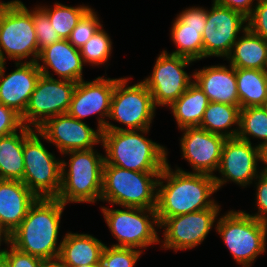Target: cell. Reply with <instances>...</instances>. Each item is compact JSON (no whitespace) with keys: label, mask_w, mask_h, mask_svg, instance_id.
<instances>
[{"label":"cell","mask_w":267,"mask_h":267,"mask_svg":"<svg viewBox=\"0 0 267 267\" xmlns=\"http://www.w3.org/2000/svg\"><path fill=\"white\" fill-rule=\"evenodd\" d=\"M77 267H101L100 265H83V266H77Z\"/></svg>","instance_id":"obj_47"},{"label":"cell","mask_w":267,"mask_h":267,"mask_svg":"<svg viewBox=\"0 0 267 267\" xmlns=\"http://www.w3.org/2000/svg\"><path fill=\"white\" fill-rule=\"evenodd\" d=\"M37 199L22 181L0 179V224L11 234Z\"/></svg>","instance_id":"obj_22"},{"label":"cell","mask_w":267,"mask_h":267,"mask_svg":"<svg viewBox=\"0 0 267 267\" xmlns=\"http://www.w3.org/2000/svg\"><path fill=\"white\" fill-rule=\"evenodd\" d=\"M23 145L24 127L19 132L0 137V179L22 181Z\"/></svg>","instance_id":"obj_27"},{"label":"cell","mask_w":267,"mask_h":267,"mask_svg":"<svg viewBox=\"0 0 267 267\" xmlns=\"http://www.w3.org/2000/svg\"><path fill=\"white\" fill-rule=\"evenodd\" d=\"M17 69L5 76V62L0 67V104L24 114L30 97L42 75L37 62H15Z\"/></svg>","instance_id":"obj_19"},{"label":"cell","mask_w":267,"mask_h":267,"mask_svg":"<svg viewBox=\"0 0 267 267\" xmlns=\"http://www.w3.org/2000/svg\"><path fill=\"white\" fill-rule=\"evenodd\" d=\"M79 50L84 64L89 63L91 66H99L107 63L110 58L112 41L101 26Z\"/></svg>","instance_id":"obj_32"},{"label":"cell","mask_w":267,"mask_h":267,"mask_svg":"<svg viewBox=\"0 0 267 267\" xmlns=\"http://www.w3.org/2000/svg\"><path fill=\"white\" fill-rule=\"evenodd\" d=\"M130 78H116L108 119L124 124L126 130L150 128L156 106L146 85L141 81L128 86Z\"/></svg>","instance_id":"obj_10"},{"label":"cell","mask_w":267,"mask_h":267,"mask_svg":"<svg viewBox=\"0 0 267 267\" xmlns=\"http://www.w3.org/2000/svg\"><path fill=\"white\" fill-rule=\"evenodd\" d=\"M31 16L34 22L40 54L44 48L60 41L61 38L50 23L47 14L39 7V5L31 10Z\"/></svg>","instance_id":"obj_35"},{"label":"cell","mask_w":267,"mask_h":267,"mask_svg":"<svg viewBox=\"0 0 267 267\" xmlns=\"http://www.w3.org/2000/svg\"><path fill=\"white\" fill-rule=\"evenodd\" d=\"M258 178V179H257ZM256 178V205L258 213L251 216L259 221L267 223V174L261 169V174Z\"/></svg>","instance_id":"obj_39"},{"label":"cell","mask_w":267,"mask_h":267,"mask_svg":"<svg viewBox=\"0 0 267 267\" xmlns=\"http://www.w3.org/2000/svg\"><path fill=\"white\" fill-rule=\"evenodd\" d=\"M30 56V62H37L39 49L31 9L20 0L0 2L1 61L6 63L5 59L10 58L21 62Z\"/></svg>","instance_id":"obj_6"},{"label":"cell","mask_w":267,"mask_h":267,"mask_svg":"<svg viewBox=\"0 0 267 267\" xmlns=\"http://www.w3.org/2000/svg\"><path fill=\"white\" fill-rule=\"evenodd\" d=\"M203 29L188 27L176 17L171 28V39L178 49L170 54L183 56L193 61L203 59Z\"/></svg>","instance_id":"obj_29"},{"label":"cell","mask_w":267,"mask_h":267,"mask_svg":"<svg viewBox=\"0 0 267 267\" xmlns=\"http://www.w3.org/2000/svg\"><path fill=\"white\" fill-rule=\"evenodd\" d=\"M23 127L21 115L15 110L0 104V137L13 134Z\"/></svg>","instance_id":"obj_37"},{"label":"cell","mask_w":267,"mask_h":267,"mask_svg":"<svg viewBox=\"0 0 267 267\" xmlns=\"http://www.w3.org/2000/svg\"><path fill=\"white\" fill-rule=\"evenodd\" d=\"M208 104L207 95L193 81L169 108L181 130L188 127H199Z\"/></svg>","instance_id":"obj_25"},{"label":"cell","mask_w":267,"mask_h":267,"mask_svg":"<svg viewBox=\"0 0 267 267\" xmlns=\"http://www.w3.org/2000/svg\"><path fill=\"white\" fill-rule=\"evenodd\" d=\"M216 4L236 10L248 17L253 11L255 0H213ZM257 1V0H256Z\"/></svg>","instance_id":"obj_41"},{"label":"cell","mask_w":267,"mask_h":267,"mask_svg":"<svg viewBox=\"0 0 267 267\" xmlns=\"http://www.w3.org/2000/svg\"><path fill=\"white\" fill-rule=\"evenodd\" d=\"M76 85L73 81L41 75L21 116L24 126L37 129L47 119L67 114Z\"/></svg>","instance_id":"obj_11"},{"label":"cell","mask_w":267,"mask_h":267,"mask_svg":"<svg viewBox=\"0 0 267 267\" xmlns=\"http://www.w3.org/2000/svg\"><path fill=\"white\" fill-rule=\"evenodd\" d=\"M40 61L43 63L40 64ZM37 65L41 74L53 78L48 70L55 72L59 79L79 82L83 80V61L80 50L75 48L68 39H61L44 48L38 57Z\"/></svg>","instance_id":"obj_20"},{"label":"cell","mask_w":267,"mask_h":267,"mask_svg":"<svg viewBox=\"0 0 267 267\" xmlns=\"http://www.w3.org/2000/svg\"><path fill=\"white\" fill-rule=\"evenodd\" d=\"M42 138L54 144L61 155L70 151L93 149L102 142V131L67 114L47 119L36 129Z\"/></svg>","instance_id":"obj_16"},{"label":"cell","mask_w":267,"mask_h":267,"mask_svg":"<svg viewBox=\"0 0 267 267\" xmlns=\"http://www.w3.org/2000/svg\"><path fill=\"white\" fill-rule=\"evenodd\" d=\"M59 258L69 267L100 265L105 246L90 234L66 233L62 239Z\"/></svg>","instance_id":"obj_23"},{"label":"cell","mask_w":267,"mask_h":267,"mask_svg":"<svg viewBox=\"0 0 267 267\" xmlns=\"http://www.w3.org/2000/svg\"><path fill=\"white\" fill-rule=\"evenodd\" d=\"M240 108L263 106L267 101V70L235 68Z\"/></svg>","instance_id":"obj_26"},{"label":"cell","mask_w":267,"mask_h":267,"mask_svg":"<svg viewBox=\"0 0 267 267\" xmlns=\"http://www.w3.org/2000/svg\"><path fill=\"white\" fill-rule=\"evenodd\" d=\"M160 173L135 172L103 165L101 201L122 207L156 209Z\"/></svg>","instance_id":"obj_5"},{"label":"cell","mask_w":267,"mask_h":267,"mask_svg":"<svg viewBox=\"0 0 267 267\" xmlns=\"http://www.w3.org/2000/svg\"><path fill=\"white\" fill-rule=\"evenodd\" d=\"M192 62L194 61L189 58L170 54L166 50L159 54L151 76L142 81L151 93L156 107H169L188 89L194 76H189L184 68Z\"/></svg>","instance_id":"obj_12"},{"label":"cell","mask_w":267,"mask_h":267,"mask_svg":"<svg viewBox=\"0 0 267 267\" xmlns=\"http://www.w3.org/2000/svg\"><path fill=\"white\" fill-rule=\"evenodd\" d=\"M0 267H11L8 259L3 254L0 255Z\"/></svg>","instance_id":"obj_45"},{"label":"cell","mask_w":267,"mask_h":267,"mask_svg":"<svg viewBox=\"0 0 267 267\" xmlns=\"http://www.w3.org/2000/svg\"><path fill=\"white\" fill-rule=\"evenodd\" d=\"M263 109H264V111H265V113H266V116H267V101L264 103V105L263 106H261Z\"/></svg>","instance_id":"obj_46"},{"label":"cell","mask_w":267,"mask_h":267,"mask_svg":"<svg viewBox=\"0 0 267 267\" xmlns=\"http://www.w3.org/2000/svg\"><path fill=\"white\" fill-rule=\"evenodd\" d=\"M220 211V208H209L165 219L159 225L161 229H165L162 247L176 252L195 248L214 227Z\"/></svg>","instance_id":"obj_15"},{"label":"cell","mask_w":267,"mask_h":267,"mask_svg":"<svg viewBox=\"0 0 267 267\" xmlns=\"http://www.w3.org/2000/svg\"><path fill=\"white\" fill-rule=\"evenodd\" d=\"M217 221L215 229L238 264L250 267L266 252L267 223L241 210H230Z\"/></svg>","instance_id":"obj_7"},{"label":"cell","mask_w":267,"mask_h":267,"mask_svg":"<svg viewBox=\"0 0 267 267\" xmlns=\"http://www.w3.org/2000/svg\"><path fill=\"white\" fill-rule=\"evenodd\" d=\"M64 207L57 198H38L10 234V245L43 260L57 258L62 244L57 246Z\"/></svg>","instance_id":"obj_3"},{"label":"cell","mask_w":267,"mask_h":267,"mask_svg":"<svg viewBox=\"0 0 267 267\" xmlns=\"http://www.w3.org/2000/svg\"><path fill=\"white\" fill-rule=\"evenodd\" d=\"M258 161H263L262 149L252 143L235 138H227L222 148V154L217 171L223 177L214 175L217 191L231 181L241 187L250 186L261 172L257 169ZM258 170V171H257ZM259 172V173H258Z\"/></svg>","instance_id":"obj_14"},{"label":"cell","mask_w":267,"mask_h":267,"mask_svg":"<svg viewBox=\"0 0 267 267\" xmlns=\"http://www.w3.org/2000/svg\"><path fill=\"white\" fill-rule=\"evenodd\" d=\"M40 138L36 129L24 126L22 182L38 198H56L61 187L62 160L56 159Z\"/></svg>","instance_id":"obj_8"},{"label":"cell","mask_w":267,"mask_h":267,"mask_svg":"<svg viewBox=\"0 0 267 267\" xmlns=\"http://www.w3.org/2000/svg\"><path fill=\"white\" fill-rule=\"evenodd\" d=\"M193 80L207 95L209 102L240 107L235 67L214 65L195 70Z\"/></svg>","instance_id":"obj_21"},{"label":"cell","mask_w":267,"mask_h":267,"mask_svg":"<svg viewBox=\"0 0 267 267\" xmlns=\"http://www.w3.org/2000/svg\"><path fill=\"white\" fill-rule=\"evenodd\" d=\"M143 251L136 248L104 246L101 267H134Z\"/></svg>","instance_id":"obj_33"},{"label":"cell","mask_w":267,"mask_h":267,"mask_svg":"<svg viewBox=\"0 0 267 267\" xmlns=\"http://www.w3.org/2000/svg\"><path fill=\"white\" fill-rule=\"evenodd\" d=\"M216 191L212 175L186 172L178 167L173 171L167 163L157 185L156 214L159 225L176 215L220 208L214 199H210Z\"/></svg>","instance_id":"obj_1"},{"label":"cell","mask_w":267,"mask_h":267,"mask_svg":"<svg viewBox=\"0 0 267 267\" xmlns=\"http://www.w3.org/2000/svg\"><path fill=\"white\" fill-rule=\"evenodd\" d=\"M3 255L8 259L11 267H42L44 263L43 259L24 253L12 245L6 248Z\"/></svg>","instance_id":"obj_38"},{"label":"cell","mask_w":267,"mask_h":267,"mask_svg":"<svg viewBox=\"0 0 267 267\" xmlns=\"http://www.w3.org/2000/svg\"><path fill=\"white\" fill-rule=\"evenodd\" d=\"M177 17L188 27L205 28L207 9L202 7H189L179 13Z\"/></svg>","instance_id":"obj_40"},{"label":"cell","mask_w":267,"mask_h":267,"mask_svg":"<svg viewBox=\"0 0 267 267\" xmlns=\"http://www.w3.org/2000/svg\"><path fill=\"white\" fill-rule=\"evenodd\" d=\"M240 110L235 105L209 102L199 127L226 138H235L239 130ZM233 125L237 126L231 129Z\"/></svg>","instance_id":"obj_28"},{"label":"cell","mask_w":267,"mask_h":267,"mask_svg":"<svg viewBox=\"0 0 267 267\" xmlns=\"http://www.w3.org/2000/svg\"><path fill=\"white\" fill-rule=\"evenodd\" d=\"M181 131L184 132L180 139L182 157L192 166L193 173L214 176L227 138L200 127H188Z\"/></svg>","instance_id":"obj_18"},{"label":"cell","mask_w":267,"mask_h":267,"mask_svg":"<svg viewBox=\"0 0 267 267\" xmlns=\"http://www.w3.org/2000/svg\"><path fill=\"white\" fill-rule=\"evenodd\" d=\"M248 29L267 41V0H257L252 13L247 17Z\"/></svg>","instance_id":"obj_36"},{"label":"cell","mask_w":267,"mask_h":267,"mask_svg":"<svg viewBox=\"0 0 267 267\" xmlns=\"http://www.w3.org/2000/svg\"><path fill=\"white\" fill-rule=\"evenodd\" d=\"M245 24V25H244ZM247 17L239 11L216 4L207 10L203 29V58L227 57L240 34L248 28Z\"/></svg>","instance_id":"obj_13"},{"label":"cell","mask_w":267,"mask_h":267,"mask_svg":"<svg viewBox=\"0 0 267 267\" xmlns=\"http://www.w3.org/2000/svg\"><path fill=\"white\" fill-rule=\"evenodd\" d=\"M96 13L90 8L71 31L68 41L75 48L80 49L103 26Z\"/></svg>","instance_id":"obj_34"},{"label":"cell","mask_w":267,"mask_h":267,"mask_svg":"<svg viewBox=\"0 0 267 267\" xmlns=\"http://www.w3.org/2000/svg\"><path fill=\"white\" fill-rule=\"evenodd\" d=\"M48 16L50 23L61 39H68L71 31L77 25L82 16L91 8L90 6H66L55 3L53 9L39 6Z\"/></svg>","instance_id":"obj_31"},{"label":"cell","mask_w":267,"mask_h":267,"mask_svg":"<svg viewBox=\"0 0 267 267\" xmlns=\"http://www.w3.org/2000/svg\"><path fill=\"white\" fill-rule=\"evenodd\" d=\"M116 84V79L97 77L93 81L81 80L74 89L68 114L82 121L92 114H100L97 117V129L105 130L110 113L111 99ZM104 117L106 119H104Z\"/></svg>","instance_id":"obj_17"},{"label":"cell","mask_w":267,"mask_h":267,"mask_svg":"<svg viewBox=\"0 0 267 267\" xmlns=\"http://www.w3.org/2000/svg\"><path fill=\"white\" fill-rule=\"evenodd\" d=\"M149 130H126L107 122L101 142L106 152L104 164L135 172L161 173L168 163L167 151L143 136Z\"/></svg>","instance_id":"obj_2"},{"label":"cell","mask_w":267,"mask_h":267,"mask_svg":"<svg viewBox=\"0 0 267 267\" xmlns=\"http://www.w3.org/2000/svg\"><path fill=\"white\" fill-rule=\"evenodd\" d=\"M262 158H263L262 163L266 165V166L262 169V171H263L265 174H267V146L262 150Z\"/></svg>","instance_id":"obj_44"},{"label":"cell","mask_w":267,"mask_h":267,"mask_svg":"<svg viewBox=\"0 0 267 267\" xmlns=\"http://www.w3.org/2000/svg\"><path fill=\"white\" fill-rule=\"evenodd\" d=\"M110 209L101 207L105 222L118 243L116 247L136 248L141 250L155 243H160L155 227L159 228L156 209L123 207Z\"/></svg>","instance_id":"obj_9"},{"label":"cell","mask_w":267,"mask_h":267,"mask_svg":"<svg viewBox=\"0 0 267 267\" xmlns=\"http://www.w3.org/2000/svg\"><path fill=\"white\" fill-rule=\"evenodd\" d=\"M248 136L262 140L258 144L262 150L267 146V116L261 106L247 107L240 110L237 137L251 143Z\"/></svg>","instance_id":"obj_30"},{"label":"cell","mask_w":267,"mask_h":267,"mask_svg":"<svg viewBox=\"0 0 267 267\" xmlns=\"http://www.w3.org/2000/svg\"><path fill=\"white\" fill-rule=\"evenodd\" d=\"M5 242L8 246H10V233L0 224V246L1 243ZM6 249H0V255L4 253Z\"/></svg>","instance_id":"obj_42"},{"label":"cell","mask_w":267,"mask_h":267,"mask_svg":"<svg viewBox=\"0 0 267 267\" xmlns=\"http://www.w3.org/2000/svg\"><path fill=\"white\" fill-rule=\"evenodd\" d=\"M64 154L69 155L70 159L68 162L65 160L61 162V187L56 198L64 205L70 202L100 201L104 155H100L95 149L70 151Z\"/></svg>","instance_id":"obj_4"},{"label":"cell","mask_w":267,"mask_h":267,"mask_svg":"<svg viewBox=\"0 0 267 267\" xmlns=\"http://www.w3.org/2000/svg\"><path fill=\"white\" fill-rule=\"evenodd\" d=\"M42 267H69L59 257L54 259L44 260Z\"/></svg>","instance_id":"obj_43"},{"label":"cell","mask_w":267,"mask_h":267,"mask_svg":"<svg viewBox=\"0 0 267 267\" xmlns=\"http://www.w3.org/2000/svg\"><path fill=\"white\" fill-rule=\"evenodd\" d=\"M234 43L226 57L235 68L267 70V41L248 28Z\"/></svg>","instance_id":"obj_24"}]
</instances>
